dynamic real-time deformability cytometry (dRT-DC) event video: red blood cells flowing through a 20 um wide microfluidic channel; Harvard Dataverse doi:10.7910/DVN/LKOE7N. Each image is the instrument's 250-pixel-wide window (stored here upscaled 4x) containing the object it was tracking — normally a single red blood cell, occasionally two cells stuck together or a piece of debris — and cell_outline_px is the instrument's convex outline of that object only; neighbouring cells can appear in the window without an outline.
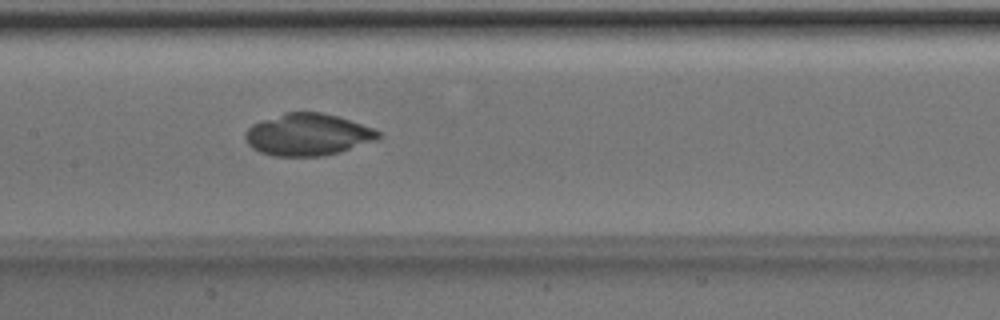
{"species": "Egyptian fruit bat (a non-hibernating species)", "species_latin": "Rousettus aegyptiacus", "temperature_condition": "room temperature", "stored_images_in_passage": 51, "camera_frame_rate_fps": 3000, "um_per_image_px": 0.085, "animal": {"sex": "male"}, "frame": {"image": 1, "passage_image": 25, "time_ms": 8.0, "image_size_px": [1000, 320], "cell_outline_px": [[380, 136], [376, 140], [340, 152], [324, 156], [272, 156], [260, 152], [252, 148], [248, 144], [244, 136], [244, 132], [252, 124], [284, 112], [320, 112], [336, 116], [372, 128], [380, 132]], "centroid_in_image_um": [26.12, 11.45], "position_along_channel_um": 181.3, "area_um2": 32.43}}
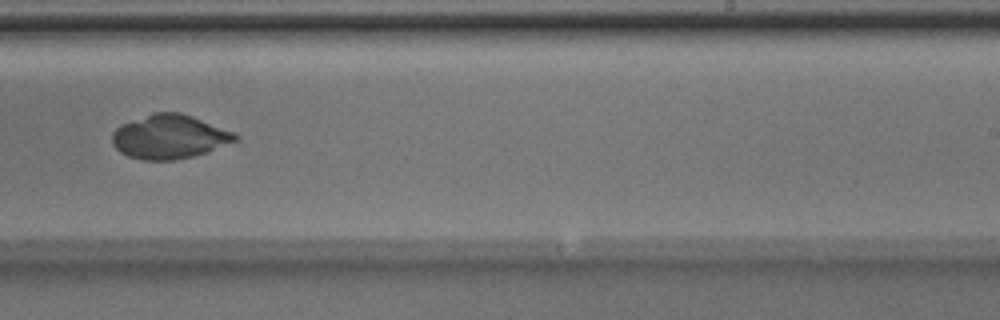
{"frame": {"image": 2, "passage_image": 32, "time_ms": 10.333, "image_size_px": [1000, 320], "cell_outline_px": [[240, 140], [192, 156], [176, 160], [144, 160], [128, 156], [120, 152], [112, 144], [112, 132], [120, 124], [152, 112], [180, 112], [192, 116], [236, 132], [240, 136]], "centroid_in_image_um": [14.4, 11.61], "position_along_channel_um": 274.6, "area_um2": 31.79}}
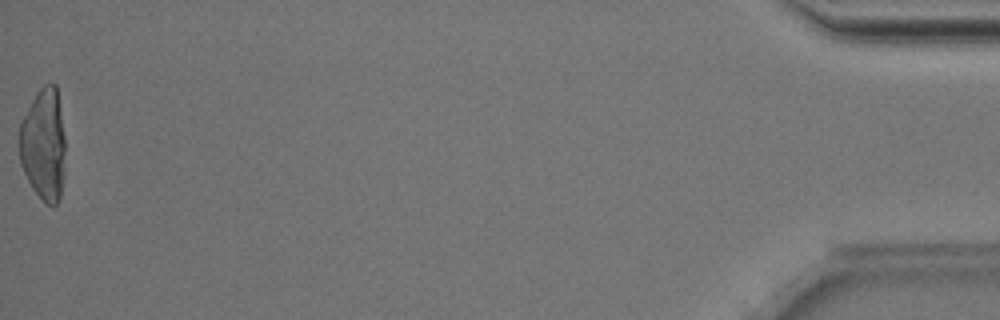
{"frame": {"image": 3, "passage_image": 51, "time_ms": 16.667, "image_size_px": [1000, 320], "cell_outline_px": [[64, 176], [60, 196], [56, 204], [48, 204], [32, 188], [20, 164], [16, 144], [20, 120], [36, 92], [44, 84], [56, 84], [64, 136]], "centroid_in_image_um": [3.65, 12.25], "position_along_channel_um": 431.5, "area_um2": 30.52}}